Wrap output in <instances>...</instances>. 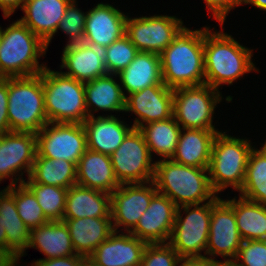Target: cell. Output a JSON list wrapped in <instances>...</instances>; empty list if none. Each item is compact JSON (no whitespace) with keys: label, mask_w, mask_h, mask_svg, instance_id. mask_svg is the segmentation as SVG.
Instances as JSON below:
<instances>
[{"label":"cell","mask_w":266,"mask_h":266,"mask_svg":"<svg viewBox=\"0 0 266 266\" xmlns=\"http://www.w3.org/2000/svg\"><path fill=\"white\" fill-rule=\"evenodd\" d=\"M163 83L171 88L205 84L204 28L183 27L159 54Z\"/></svg>","instance_id":"obj_1"},{"label":"cell","mask_w":266,"mask_h":266,"mask_svg":"<svg viewBox=\"0 0 266 266\" xmlns=\"http://www.w3.org/2000/svg\"><path fill=\"white\" fill-rule=\"evenodd\" d=\"M252 50L240 45L231 35L210 32L204 28L205 84L219 89L221 84H232L252 70L258 71L252 62Z\"/></svg>","instance_id":"obj_2"},{"label":"cell","mask_w":266,"mask_h":266,"mask_svg":"<svg viewBox=\"0 0 266 266\" xmlns=\"http://www.w3.org/2000/svg\"><path fill=\"white\" fill-rule=\"evenodd\" d=\"M208 175V168L164 159L155 162L153 182L157 192L168 197L177 207L197 205L217 197Z\"/></svg>","instance_id":"obj_3"},{"label":"cell","mask_w":266,"mask_h":266,"mask_svg":"<svg viewBox=\"0 0 266 266\" xmlns=\"http://www.w3.org/2000/svg\"><path fill=\"white\" fill-rule=\"evenodd\" d=\"M47 45L20 20L0 30V77H29L47 66L39 64Z\"/></svg>","instance_id":"obj_4"},{"label":"cell","mask_w":266,"mask_h":266,"mask_svg":"<svg viewBox=\"0 0 266 266\" xmlns=\"http://www.w3.org/2000/svg\"><path fill=\"white\" fill-rule=\"evenodd\" d=\"M10 131L38 133L48 122L42 76L8 77Z\"/></svg>","instance_id":"obj_5"},{"label":"cell","mask_w":266,"mask_h":266,"mask_svg":"<svg viewBox=\"0 0 266 266\" xmlns=\"http://www.w3.org/2000/svg\"><path fill=\"white\" fill-rule=\"evenodd\" d=\"M40 75L48 122L82 124L88 118L84 83L47 67Z\"/></svg>","instance_id":"obj_6"},{"label":"cell","mask_w":266,"mask_h":266,"mask_svg":"<svg viewBox=\"0 0 266 266\" xmlns=\"http://www.w3.org/2000/svg\"><path fill=\"white\" fill-rule=\"evenodd\" d=\"M218 132L214 138L208 174L215 193L228 186L240 192L244 183L249 154L254 148L247 139Z\"/></svg>","instance_id":"obj_7"},{"label":"cell","mask_w":266,"mask_h":266,"mask_svg":"<svg viewBox=\"0 0 266 266\" xmlns=\"http://www.w3.org/2000/svg\"><path fill=\"white\" fill-rule=\"evenodd\" d=\"M181 207V208H180ZM177 207L175 223L168 243L181 259L205 258L211 219V201L203 205ZM194 207L192 210L191 208ZM181 209L187 214L181 215ZM183 218V219H182Z\"/></svg>","instance_id":"obj_8"},{"label":"cell","mask_w":266,"mask_h":266,"mask_svg":"<svg viewBox=\"0 0 266 266\" xmlns=\"http://www.w3.org/2000/svg\"><path fill=\"white\" fill-rule=\"evenodd\" d=\"M221 100L220 91L207 84L175 88L173 116L182 128L216 130L212 119Z\"/></svg>","instance_id":"obj_9"},{"label":"cell","mask_w":266,"mask_h":266,"mask_svg":"<svg viewBox=\"0 0 266 266\" xmlns=\"http://www.w3.org/2000/svg\"><path fill=\"white\" fill-rule=\"evenodd\" d=\"M110 158L119 184L153 181L155 163L139 129L133 128Z\"/></svg>","instance_id":"obj_10"},{"label":"cell","mask_w":266,"mask_h":266,"mask_svg":"<svg viewBox=\"0 0 266 266\" xmlns=\"http://www.w3.org/2000/svg\"><path fill=\"white\" fill-rule=\"evenodd\" d=\"M51 126V127H49ZM37 155L53 160L63 159L76 166L87 150L83 124L47 123L37 134Z\"/></svg>","instance_id":"obj_11"},{"label":"cell","mask_w":266,"mask_h":266,"mask_svg":"<svg viewBox=\"0 0 266 266\" xmlns=\"http://www.w3.org/2000/svg\"><path fill=\"white\" fill-rule=\"evenodd\" d=\"M243 243L237 229L236 217L233 208L220 197L211 201V219L209 238L205 258L221 264H231L236 258ZM214 256H222L226 261H218ZM231 258V259H230Z\"/></svg>","instance_id":"obj_12"},{"label":"cell","mask_w":266,"mask_h":266,"mask_svg":"<svg viewBox=\"0 0 266 266\" xmlns=\"http://www.w3.org/2000/svg\"><path fill=\"white\" fill-rule=\"evenodd\" d=\"M183 27V21L174 16H127L125 34L139 51L160 54Z\"/></svg>","instance_id":"obj_13"},{"label":"cell","mask_w":266,"mask_h":266,"mask_svg":"<svg viewBox=\"0 0 266 266\" xmlns=\"http://www.w3.org/2000/svg\"><path fill=\"white\" fill-rule=\"evenodd\" d=\"M156 193L157 189L153 181L120 184L111 193L110 214L111 220L114 221L113 230L119 232L117 228L123 225L126 229L124 231L130 233L148 209L150 201Z\"/></svg>","instance_id":"obj_14"},{"label":"cell","mask_w":266,"mask_h":266,"mask_svg":"<svg viewBox=\"0 0 266 266\" xmlns=\"http://www.w3.org/2000/svg\"><path fill=\"white\" fill-rule=\"evenodd\" d=\"M37 155L36 133L10 131L0 135V182L4 178L11 177L12 182L8 186L25 182L20 175L21 170L27 172L28 177ZM18 178H16V176ZM13 176L15 177L13 179Z\"/></svg>","instance_id":"obj_15"},{"label":"cell","mask_w":266,"mask_h":266,"mask_svg":"<svg viewBox=\"0 0 266 266\" xmlns=\"http://www.w3.org/2000/svg\"><path fill=\"white\" fill-rule=\"evenodd\" d=\"M105 60L106 47L92 42H79L64 47L60 67L69 70L62 72L64 75L87 83L107 74Z\"/></svg>","instance_id":"obj_16"},{"label":"cell","mask_w":266,"mask_h":266,"mask_svg":"<svg viewBox=\"0 0 266 266\" xmlns=\"http://www.w3.org/2000/svg\"><path fill=\"white\" fill-rule=\"evenodd\" d=\"M125 99V112H134V128L144 123L166 120L173 116V89L166 85H153L141 91L128 94Z\"/></svg>","instance_id":"obj_17"},{"label":"cell","mask_w":266,"mask_h":266,"mask_svg":"<svg viewBox=\"0 0 266 266\" xmlns=\"http://www.w3.org/2000/svg\"><path fill=\"white\" fill-rule=\"evenodd\" d=\"M176 212L177 206L157 192L130 233L147 243H167L172 234Z\"/></svg>","instance_id":"obj_18"},{"label":"cell","mask_w":266,"mask_h":266,"mask_svg":"<svg viewBox=\"0 0 266 266\" xmlns=\"http://www.w3.org/2000/svg\"><path fill=\"white\" fill-rule=\"evenodd\" d=\"M114 231L88 257L99 266H141L147 242L131 233Z\"/></svg>","instance_id":"obj_19"},{"label":"cell","mask_w":266,"mask_h":266,"mask_svg":"<svg viewBox=\"0 0 266 266\" xmlns=\"http://www.w3.org/2000/svg\"><path fill=\"white\" fill-rule=\"evenodd\" d=\"M127 15L110 4L98 3L87 12L83 42L108 47L125 35Z\"/></svg>","instance_id":"obj_20"},{"label":"cell","mask_w":266,"mask_h":266,"mask_svg":"<svg viewBox=\"0 0 266 266\" xmlns=\"http://www.w3.org/2000/svg\"><path fill=\"white\" fill-rule=\"evenodd\" d=\"M72 0H25L22 11L25 16L19 19L47 45L57 31L60 20Z\"/></svg>","instance_id":"obj_21"},{"label":"cell","mask_w":266,"mask_h":266,"mask_svg":"<svg viewBox=\"0 0 266 266\" xmlns=\"http://www.w3.org/2000/svg\"><path fill=\"white\" fill-rule=\"evenodd\" d=\"M87 149L110 156L134 128L124 125L114 115L88 117L83 123Z\"/></svg>","instance_id":"obj_22"},{"label":"cell","mask_w":266,"mask_h":266,"mask_svg":"<svg viewBox=\"0 0 266 266\" xmlns=\"http://www.w3.org/2000/svg\"><path fill=\"white\" fill-rule=\"evenodd\" d=\"M76 184L111 194L120 184L108 155L87 149L76 166Z\"/></svg>","instance_id":"obj_23"},{"label":"cell","mask_w":266,"mask_h":266,"mask_svg":"<svg viewBox=\"0 0 266 266\" xmlns=\"http://www.w3.org/2000/svg\"><path fill=\"white\" fill-rule=\"evenodd\" d=\"M110 206L111 194L75 184L67 191L63 219L111 218Z\"/></svg>","instance_id":"obj_24"},{"label":"cell","mask_w":266,"mask_h":266,"mask_svg":"<svg viewBox=\"0 0 266 266\" xmlns=\"http://www.w3.org/2000/svg\"><path fill=\"white\" fill-rule=\"evenodd\" d=\"M68 227L74 251L88 258L113 232L111 218L62 219Z\"/></svg>","instance_id":"obj_25"},{"label":"cell","mask_w":266,"mask_h":266,"mask_svg":"<svg viewBox=\"0 0 266 266\" xmlns=\"http://www.w3.org/2000/svg\"><path fill=\"white\" fill-rule=\"evenodd\" d=\"M218 132L220 131L182 128L176 152L171 159L187 166L208 168L212 144Z\"/></svg>","instance_id":"obj_26"},{"label":"cell","mask_w":266,"mask_h":266,"mask_svg":"<svg viewBox=\"0 0 266 266\" xmlns=\"http://www.w3.org/2000/svg\"><path fill=\"white\" fill-rule=\"evenodd\" d=\"M121 86L129 94L153 85H165L162 77L160 55L139 51L132 62L119 74Z\"/></svg>","instance_id":"obj_27"},{"label":"cell","mask_w":266,"mask_h":266,"mask_svg":"<svg viewBox=\"0 0 266 266\" xmlns=\"http://www.w3.org/2000/svg\"><path fill=\"white\" fill-rule=\"evenodd\" d=\"M0 226L6 231L8 248L17 257H22L29 248L30 229L18 214L14 200V185L0 191Z\"/></svg>","instance_id":"obj_28"},{"label":"cell","mask_w":266,"mask_h":266,"mask_svg":"<svg viewBox=\"0 0 266 266\" xmlns=\"http://www.w3.org/2000/svg\"><path fill=\"white\" fill-rule=\"evenodd\" d=\"M28 247L38 249L47 256L44 259L68 257L76 254L68 227L64 221H49L30 230Z\"/></svg>","instance_id":"obj_29"},{"label":"cell","mask_w":266,"mask_h":266,"mask_svg":"<svg viewBox=\"0 0 266 266\" xmlns=\"http://www.w3.org/2000/svg\"><path fill=\"white\" fill-rule=\"evenodd\" d=\"M113 76L117 75L107 73L104 76L84 83L88 117L93 116L92 111L96 112L98 110L125 111L126 95Z\"/></svg>","instance_id":"obj_30"},{"label":"cell","mask_w":266,"mask_h":266,"mask_svg":"<svg viewBox=\"0 0 266 266\" xmlns=\"http://www.w3.org/2000/svg\"><path fill=\"white\" fill-rule=\"evenodd\" d=\"M234 210L237 229L243 241L266 240V206L239 196L225 200Z\"/></svg>","instance_id":"obj_31"},{"label":"cell","mask_w":266,"mask_h":266,"mask_svg":"<svg viewBox=\"0 0 266 266\" xmlns=\"http://www.w3.org/2000/svg\"><path fill=\"white\" fill-rule=\"evenodd\" d=\"M148 146L150 155L152 152L164 159H171L177 148L181 126L175 121L174 116L156 122H150L138 128Z\"/></svg>","instance_id":"obj_32"},{"label":"cell","mask_w":266,"mask_h":266,"mask_svg":"<svg viewBox=\"0 0 266 266\" xmlns=\"http://www.w3.org/2000/svg\"><path fill=\"white\" fill-rule=\"evenodd\" d=\"M29 178L34 183L69 189L77 182L76 165L63 159L36 156Z\"/></svg>","instance_id":"obj_33"},{"label":"cell","mask_w":266,"mask_h":266,"mask_svg":"<svg viewBox=\"0 0 266 266\" xmlns=\"http://www.w3.org/2000/svg\"><path fill=\"white\" fill-rule=\"evenodd\" d=\"M240 196L266 206V153L252 149L246 167V174Z\"/></svg>","instance_id":"obj_34"},{"label":"cell","mask_w":266,"mask_h":266,"mask_svg":"<svg viewBox=\"0 0 266 266\" xmlns=\"http://www.w3.org/2000/svg\"><path fill=\"white\" fill-rule=\"evenodd\" d=\"M35 195L39 206L49 221H62L68 189L34 183L29 177L23 182Z\"/></svg>","instance_id":"obj_35"},{"label":"cell","mask_w":266,"mask_h":266,"mask_svg":"<svg viewBox=\"0 0 266 266\" xmlns=\"http://www.w3.org/2000/svg\"><path fill=\"white\" fill-rule=\"evenodd\" d=\"M14 200L20 218L30 230L49 222L35 195L24 183L14 185Z\"/></svg>","instance_id":"obj_36"},{"label":"cell","mask_w":266,"mask_h":266,"mask_svg":"<svg viewBox=\"0 0 266 266\" xmlns=\"http://www.w3.org/2000/svg\"><path fill=\"white\" fill-rule=\"evenodd\" d=\"M139 50L125 34L106 47L105 67L109 74H119L136 57Z\"/></svg>","instance_id":"obj_37"},{"label":"cell","mask_w":266,"mask_h":266,"mask_svg":"<svg viewBox=\"0 0 266 266\" xmlns=\"http://www.w3.org/2000/svg\"><path fill=\"white\" fill-rule=\"evenodd\" d=\"M86 15L76 6V0H72L66 8L63 18L60 20L58 29L69 35L68 44L83 42Z\"/></svg>","instance_id":"obj_38"},{"label":"cell","mask_w":266,"mask_h":266,"mask_svg":"<svg viewBox=\"0 0 266 266\" xmlns=\"http://www.w3.org/2000/svg\"><path fill=\"white\" fill-rule=\"evenodd\" d=\"M180 260V256L168 242L148 243L141 266H178Z\"/></svg>","instance_id":"obj_39"},{"label":"cell","mask_w":266,"mask_h":266,"mask_svg":"<svg viewBox=\"0 0 266 266\" xmlns=\"http://www.w3.org/2000/svg\"><path fill=\"white\" fill-rule=\"evenodd\" d=\"M230 265L266 266V240L243 241L236 258Z\"/></svg>","instance_id":"obj_40"},{"label":"cell","mask_w":266,"mask_h":266,"mask_svg":"<svg viewBox=\"0 0 266 266\" xmlns=\"http://www.w3.org/2000/svg\"><path fill=\"white\" fill-rule=\"evenodd\" d=\"M209 11L213 12L212 16L224 24L227 14L231 9L242 4V0H205Z\"/></svg>","instance_id":"obj_41"},{"label":"cell","mask_w":266,"mask_h":266,"mask_svg":"<svg viewBox=\"0 0 266 266\" xmlns=\"http://www.w3.org/2000/svg\"><path fill=\"white\" fill-rule=\"evenodd\" d=\"M8 77H0V135L10 132L8 119Z\"/></svg>","instance_id":"obj_42"},{"label":"cell","mask_w":266,"mask_h":266,"mask_svg":"<svg viewBox=\"0 0 266 266\" xmlns=\"http://www.w3.org/2000/svg\"><path fill=\"white\" fill-rule=\"evenodd\" d=\"M85 258L84 256L75 254L68 257L39 259L35 260L31 266H83Z\"/></svg>","instance_id":"obj_43"},{"label":"cell","mask_w":266,"mask_h":266,"mask_svg":"<svg viewBox=\"0 0 266 266\" xmlns=\"http://www.w3.org/2000/svg\"><path fill=\"white\" fill-rule=\"evenodd\" d=\"M24 1L25 0H0V8L3 11L4 17L8 18L11 16L18 7L22 10Z\"/></svg>","instance_id":"obj_44"},{"label":"cell","mask_w":266,"mask_h":266,"mask_svg":"<svg viewBox=\"0 0 266 266\" xmlns=\"http://www.w3.org/2000/svg\"><path fill=\"white\" fill-rule=\"evenodd\" d=\"M19 261L8 247H0V266H15Z\"/></svg>","instance_id":"obj_45"},{"label":"cell","mask_w":266,"mask_h":266,"mask_svg":"<svg viewBox=\"0 0 266 266\" xmlns=\"http://www.w3.org/2000/svg\"><path fill=\"white\" fill-rule=\"evenodd\" d=\"M184 261V262H183ZM183 262V263H182ZM180 266H220L221 263L208 258L181 259Z\"/></svg>","instance_id":"obj_46"},{"label":"cell","mask_w":266,"mask_h":266,"mask_svg":"<svg viewBox=\"0 0 266 266\" xmlns=\"http://www.w3.org/2000/svg\"><path fill=\"white\" fill-rule=\"evenodd\" d=\"M242 4H252L259 9L266 11V0H242Z\"/></svg>","instance_id":"obj_47"},{"label":"cell","mask_w":266,"mask_h":266,"mask_svg":"<svg viewBox=\"0 0 266 266\" xmlns=\"http://www.w3.org/2000/svg\"><path fill=\"white\" fill-rule=\"evenodd\" d=\"M0 247H8L6 242V231L4 227L0 226Z\"/></svg>","instance_id":"obj_48"},{"label":"cell","mask_w":266,"mask_h":266,"mask_svg":"<svg viewBox=\"0 0 266 266\" xmlns=\"http://www.w3.org/2000/svg\"><path fill=\"white\" fill-rule=\"evenodd\" d=\"M83 266H99V265L91 261L89 258H85V262Z\"/></svg>","instance_id":"obj_49"},{"label":"cell","mask_w":266,"mask_h":266,"mask_svg":"<svg viewBox=\"0 0 266 266\" xmlns=\"http://www.w3.org/2000/svg\"><path fill=\"white\" fill-rule=\"evenodd\" d=\"M261 149L266 153V141H265L264 145L261 147Z\"/></svg>","instance_id":"obj_50"},{"label":"cell","mask_w":266,"mask_h":266,"mask_svg":"<svg viewBox=\"0 0 266 266\" xmlns=\"http://www.w3.org/2000/svg\"><path fill=\"white\" fill-rule=\"evenodd\" d=\"M220 266H231L230 264H221Z\"/></svg>","instance_id":"obj_51"}]
</instances>
